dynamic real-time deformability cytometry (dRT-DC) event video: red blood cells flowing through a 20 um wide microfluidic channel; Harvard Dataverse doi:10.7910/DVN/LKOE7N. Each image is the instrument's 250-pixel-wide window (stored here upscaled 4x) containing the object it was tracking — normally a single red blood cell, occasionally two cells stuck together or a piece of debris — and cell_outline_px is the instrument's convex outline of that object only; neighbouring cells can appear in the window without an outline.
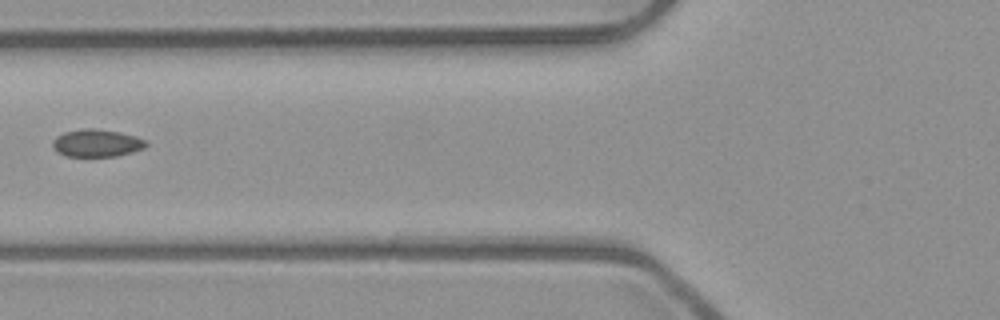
{"species": "common noctule bat (a hibernating species)", "species_latin": "Nyctalus noctula", "temperature_condition": "room temperature", "stored_images_in_passage": 6, "camera_frame_rate_fps": 3000, "um_per_image_px": 0.085, "animal": {"sex": "male", "body_mass_g": 23.1, "forearm_length_mm": 52.7}, "frame": {"image": 1, "passage_image": 6, "time_ms": 1.667, "image_size_px": [1000, 320], "cell_outline_px": [[148, 144], [144, 148], [132, 152], [116, 156], [68, 156], [60, 152], [52, 144], [52, 140], [56, 136], [64, 132], [84, 128], [92, 128], [120, 132], [136, 136], [148, 140]], "centroid_in_image_um": [8.27, 12.15], "position_along_channel_um": 117.5, "area_um2": 14.91}}